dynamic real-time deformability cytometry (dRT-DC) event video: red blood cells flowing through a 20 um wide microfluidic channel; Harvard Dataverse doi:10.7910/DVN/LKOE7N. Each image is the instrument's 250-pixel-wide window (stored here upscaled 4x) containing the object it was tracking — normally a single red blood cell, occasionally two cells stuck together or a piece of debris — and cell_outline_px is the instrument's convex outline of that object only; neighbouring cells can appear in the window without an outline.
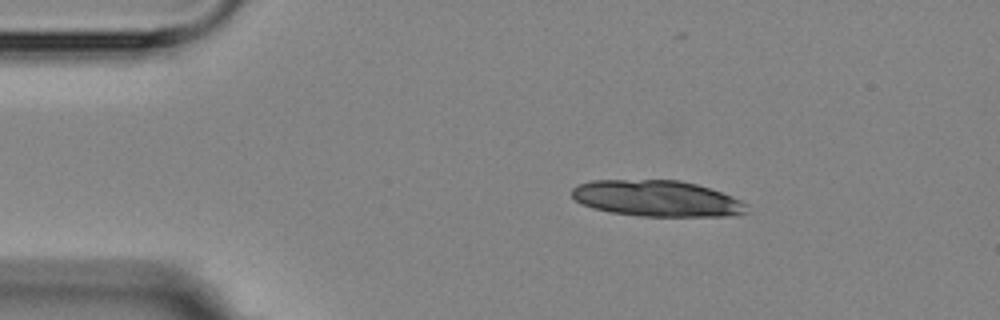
{"species": "Egyptian fruit bat (a non-hibernating species)", "species_latin": "Rousettus aegyptiacus", "temperature_condition": "room temperature", "stored_images_in_passage": 2, "camera_frame_rate_fps": 3000, "um_per_image_px": 0.085, "animal": {"sex": "female"}, "frame": {"image": 1, "passage_image": 2, "time_ms": 2.0, "image_size_px": [1000, 320], "cell_outline_px": [[748, 212], [732, 216], [640, 216], [612, 212], [592, 208], [580, 204], [572, 196], [572, 188], [576, 184], [592, 180], [680, 180], [696, 184], [720, 192], [740, 200], [748, 204]], "centroid_in_image_um": [55.81, 16.87], "position_along_channel_um": 29.2, "area_um2": 36.88}}